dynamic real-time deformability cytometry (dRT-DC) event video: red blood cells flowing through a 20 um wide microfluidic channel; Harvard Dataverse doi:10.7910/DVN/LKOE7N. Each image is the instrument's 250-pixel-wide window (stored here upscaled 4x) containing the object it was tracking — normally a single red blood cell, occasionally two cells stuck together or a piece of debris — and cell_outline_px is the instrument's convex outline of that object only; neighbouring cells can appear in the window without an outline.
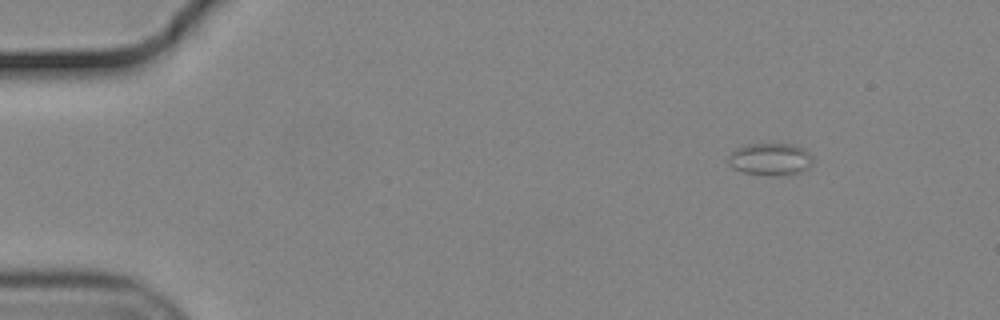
{"species": "common noctule bat (a hibernating species)", "species_latin": "Nyctalus noctula", "temperature_condition": "cold", "stored_images_in_passage": 4, "camera_frame_rate_fps": 3000, "um_per_image_px": 0.085, "animal": {"sex": "male", "body_mass_g": 19.2, "forearm_length_mm": 51.8}, "frame": {"image": 1, "passage_image": 1, "time_ms": 0.0, "image_size_px": [1000, 320], "cell_outline_px": [[812, 156], [808, 168], [800, 172], [776, 176], [744, 172], [732, 168], [728, 164], [728, 160], [732, 152], [736, 148], [748, 144], [792, 144], [804, 148]], "centroid_in_image_um": [65.46, 13.53], "position_along_channel_um": 19.5, "area_um2": 15.72}}